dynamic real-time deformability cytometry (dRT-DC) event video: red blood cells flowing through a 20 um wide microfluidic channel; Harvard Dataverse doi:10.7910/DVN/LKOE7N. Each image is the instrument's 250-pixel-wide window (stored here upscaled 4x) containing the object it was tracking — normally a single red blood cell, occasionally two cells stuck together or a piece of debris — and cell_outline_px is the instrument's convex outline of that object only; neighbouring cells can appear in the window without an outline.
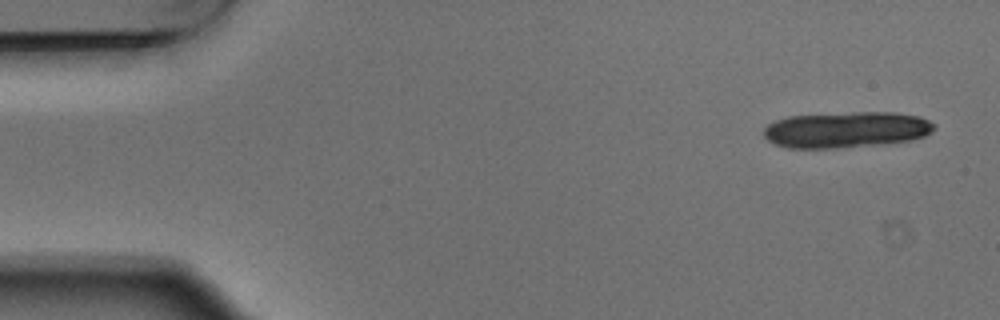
{"species": "Egyptian fruit bat (a non-hibernating species)", "species_latin": "Rousettus aegyptiacus", "temperature_condition": "warm", "stored_images_in_passage": 4, "camera_frame_rate_fps": 3000, "um_per_image_px": 0.085, "animal": {"sex": "male"}, "frame": {"image": 1, "passage_image": 1, "time_ms": 0.0, "image_size_px": [1000, 320], "cell_outline_px": [[936, 128], [932, 132], [924, 136], [912, 140], [836, 148], [788, 148], [776, 144], [768, 140], [764, 136], [764, 128], [768, 124], [776, 120], [788, 116], [852, 112], [896, 112], [920, 116], [936, 124]], "centroid_in_image_um": [71.95, 11.01], "position_along_channel_um": 13.0, "area_um2": 35.84}}